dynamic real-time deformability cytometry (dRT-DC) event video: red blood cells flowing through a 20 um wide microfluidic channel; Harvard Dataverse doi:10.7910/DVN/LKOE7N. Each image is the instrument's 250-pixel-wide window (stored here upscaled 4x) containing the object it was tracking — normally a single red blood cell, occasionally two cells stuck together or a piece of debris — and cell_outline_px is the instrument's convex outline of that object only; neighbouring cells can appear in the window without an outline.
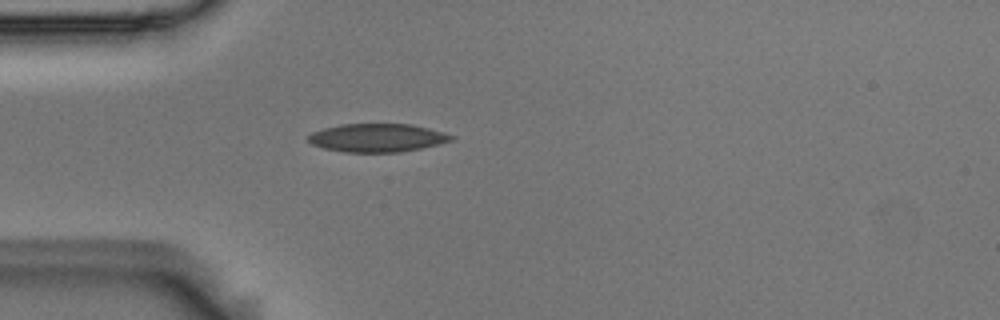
{"species": "Egyptian fruit bat (a non-hibernating species)", "species_latin": "Rousettus aegyptiacus", "temperature_condition": "room temperature", "stored_images_in_passage": 1, "camera_frame_rate_fps": 3000, "um_per_image_px": 0.085, "animal": {"sex": "male"}, "frame": {"image": 1, "passage_image": 1, "time_ms": 0.0, "image_size_px": [1000, 320], "cell_outline_px": [[456, 140], [420, 148], [400, 152], [344, 152], [324, 148], [312, 144], [308, 140], [308, 136], [312, 132], [324, 128], [340, 124], [408, 124], [428, 128], [444, 132], [456, 136]], "centroid_in_image_um": [32.09, 11.71], "position_along_channel_um": 52.9, "area_um2": 23.58}}